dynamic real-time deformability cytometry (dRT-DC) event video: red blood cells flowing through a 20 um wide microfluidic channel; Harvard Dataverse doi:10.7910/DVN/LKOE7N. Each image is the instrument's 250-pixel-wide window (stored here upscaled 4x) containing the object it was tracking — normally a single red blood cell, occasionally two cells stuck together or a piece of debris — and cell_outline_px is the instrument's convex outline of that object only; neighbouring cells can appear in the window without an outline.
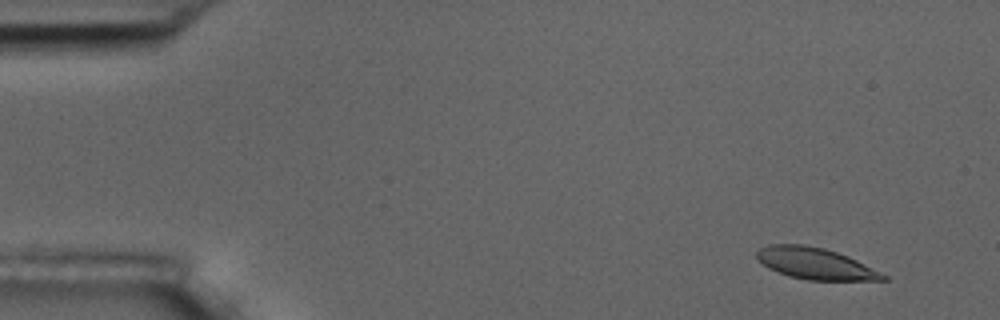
{"species": "common noctule bat (a hibernating species)", "species_latin": "Nyctalus noctula", "temperature_condition": "room temperature", "stored_images_in_passage": 6, "camera_frame_rate_fps": 3000, "um_per_image_px": 0.085, "animal": {"sex": "male", "body_mass_g": 17.5, "forearm_length_mm": 52.3}, "frame": {"image": 1, "passage_image": 2, "time_ms": 1.0, "image_size_px": [1000, 320], "cell_outline_px": [[888, 280], [808, 280], [788, 276], [768, 268], [756, 260], [756, 252], [760, 248], [768, 244], [804, 244], [824, 248], [848, 256], [888, 276]], "centroid_in_image_um": [69.25, 22.39], "position_along_channel_um": 15.8, "area_um2": 23.18}}
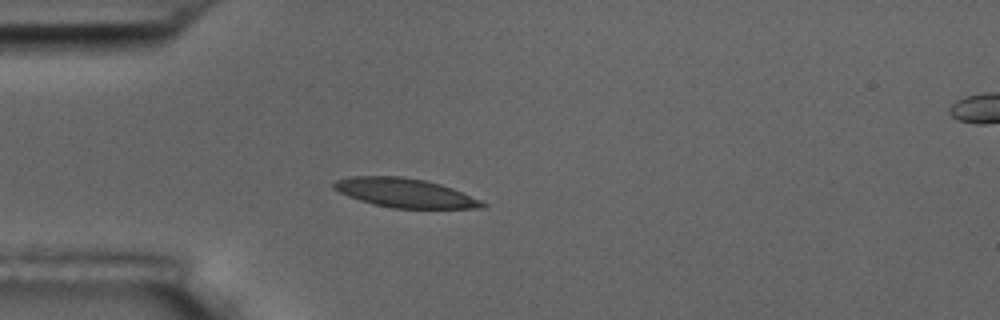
{"frame": {"image": 2, "passage_image": 5, "time_ms": 4.667, "image_size_px": [1000, 320], "cell_outline_px": [[488, 204], [484, 208], [392, 208], [372, 204], [348, 196], [332, 188], [332, 184], [336, 180], [348, 176], [400, 176], [424, 180], [440, 184], [452, 188], [480, 200]], "centroid_in_image_um": [34.38, 16.39], "position_along_channel_um": 50.6, "area_um2": 25.09}}